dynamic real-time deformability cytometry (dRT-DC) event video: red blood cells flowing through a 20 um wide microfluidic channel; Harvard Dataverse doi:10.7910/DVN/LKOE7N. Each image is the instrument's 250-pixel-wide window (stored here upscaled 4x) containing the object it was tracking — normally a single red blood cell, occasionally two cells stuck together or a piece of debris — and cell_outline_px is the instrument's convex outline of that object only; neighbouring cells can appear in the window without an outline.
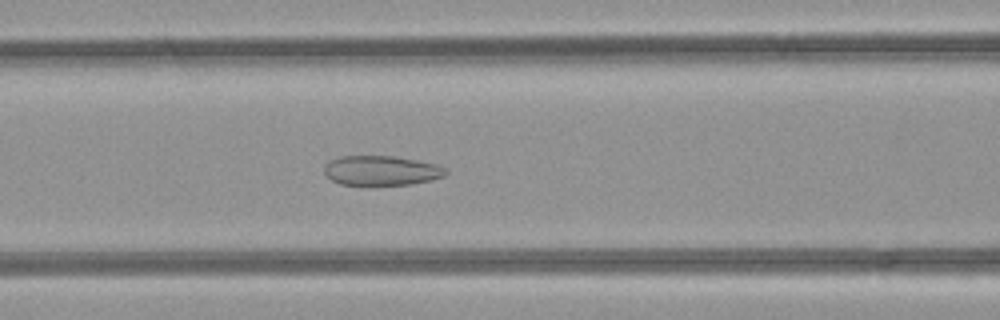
{"species": "common noctule bat (a hibernating species)", "species_latin": "Nyctalus noctula", "temperature_condition": "room temperature", "stored_images_in_passage": 48, "camera_frame_rate_fps": 3000, "um_per_image_px": 0.085, "animal": {"sex": "female", "body_mass_g": 21.9}, "frame": {"image": 1, "passage_image": 20, "time_ms": 6.333, "image_size_px": [1000, 320], "cell_outline_px": [[448, 172], [444, 176], [432, 180], [408, 184], [372, 188], [368, 188], [340, 184], [332, 180], [324, 172], [324, 164], [328, 160], [340, 156], [396, 156], [440, 164], [448, 168]], "centroid_in_image_um": [32.42, 14.53], "position_along_channel_um": 134.2, "area_um2": 22.2}}
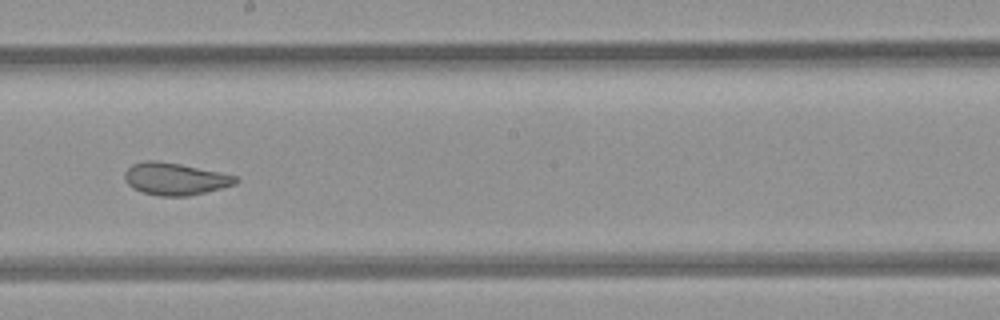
{"frame": {"image": 2, "passage_image": 27, "time_ms": 8.667, "image_size_px": [1000, 320], "cell_outline_px": [[240, 180], [236, 184], [188, 196], [160, 196], [140, 192], [132, 188], [124, 180], [124, 172], [132, 164], [144, 160], [156, 160], [180, 164], [220, 172], [236, 176]], "centroid_in_image_um": [14.84, 15.2], "position_along_channel_um": 233.4, "area_um2": 20.92}}
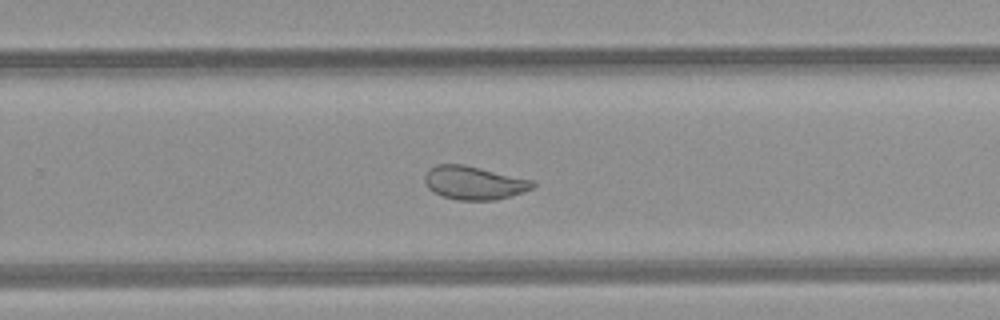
{"frame": {"image": 3, "passage_image": 31, "time_ms": 10.0, "image_size_px": [1000, 320], "cell_outline_px": [[536, 188], [512, 196], [496, 200], [456, 200], [444, 196], [428, 188], [424, 184], [424, 176], [428, 168], [436, 164], [464, 164], [536, 180]], "centroid_in_image_um": [40.34, 15.53], "position_along_channel_um": 289.5, "area_um2": 21.5}, "authors_computed_cell_mechanics": {"area_um2": 26.4146, "velocity_mm_per_s": 4.2424, "shape_relaxation_time_tau1_ms": null, "shape_relaxation_time_tau2_ms": 0.9735, "deformation_change_tau1": null, "deformation_change_tau2": 0.0654}}